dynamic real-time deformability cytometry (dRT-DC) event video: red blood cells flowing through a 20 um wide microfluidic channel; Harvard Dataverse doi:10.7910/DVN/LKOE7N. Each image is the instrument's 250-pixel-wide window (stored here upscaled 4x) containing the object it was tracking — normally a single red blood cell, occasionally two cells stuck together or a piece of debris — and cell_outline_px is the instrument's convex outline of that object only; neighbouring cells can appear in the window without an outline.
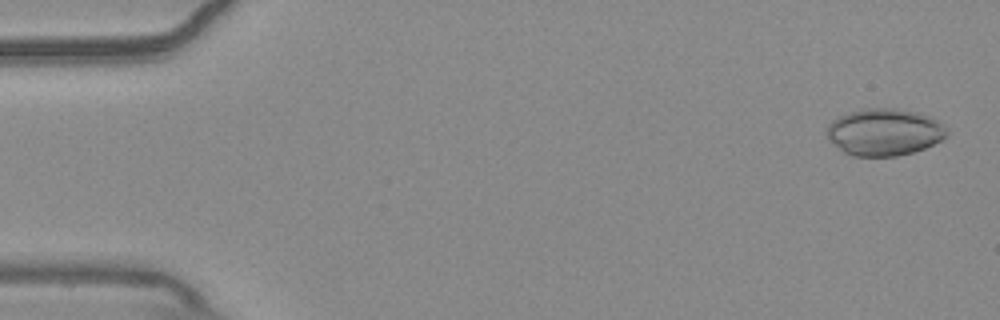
{"species": "common noctule bat (a hibernating species)", "species_latin": "Nyctalus noctula", "temperature_condition": "warm", "stored_images_in_passage": 55, "camera_frame_rate_fps": 3000, "um_per_image_px": 0.085, "animal": {"sex": "male", "body_mass_g": 20.4}, "frame": {"image": 1, "passage_image": 2, "time_ms": 0.333, "image_size_px": [1000, 320], "cell_outline_px": [[948, 136], [944, 140], [924, 148], [912, 152], [896, 156], [852, 156], [844, 152], [828, 140], [828, 124], [832, 120], [848, 112], [868, 108], [900, 108], [916, 112], [928, 116], [936, 120], [948, 128]], "centroid_in_image_um": [75.19, 11.23], "position_along_channel_um": 9.8, "area_um2": 33.0}}
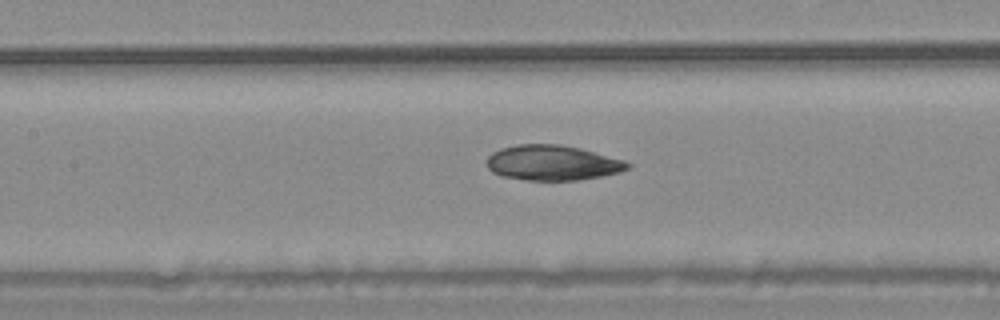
{"frame": {"image": 2, "passage_image": 25, "time_ms": 8.0, "image_size_px": [1000, 320], "cell_outline_px": [[632, 164], [628, 168], [620, 172], [600, 176], [576, 180], [528, 180], [500, 176], [492, 172], [488, 168], [488, 156], [492, 152], [500, 148], [520, 144], [560, 144], [580, 148], [624, 160]], "centroid_in_image_um": [46.94, 13.83], "position_along_channel_um": 160.5, "area_um2": 28.78}}
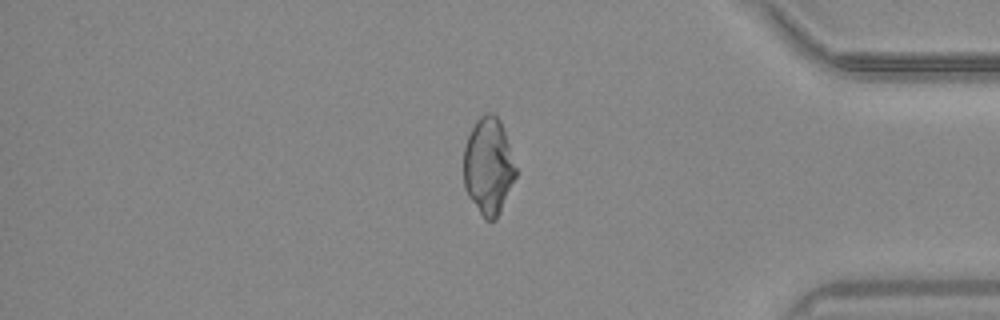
{"frame": {"image": 3, "passage_image": 46, "time_ms": 15.0, "image_size_px": [1000, 320], "cell_outline_px": [[516, 176], [500, 212], [496, 220], [484, 220], [468, 196], [464, 188], [464, 148], [468, 136], [476, 120], [480, 116], [488, 112], [492, 112], [500, 120], [516, 168]], "centroid_in_image_um": [41.5, 14.15], "position_along_channel_um": 393.7, "area_um2": 29.25}}